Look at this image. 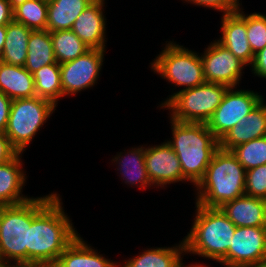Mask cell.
Here are the masks:
<instances>
[{
  "label": "cell",
  "instance_id": "6da1fadb",
  "mask_svg": "<svg viewBox=\"0 0 266 267\" xmlns=\"http://www.w3.org/2000/svg\"><path fill=\"white\" fill-rule=\"evenodd\" d=\"M59 196L31 222L26 246L27 263L55 265L61 253L78 236Z\"/></svg>",
  "mask_w": 266,
  "mask_h": 267
},
{
  "label": "cell",
  "instance_id": "7a4b0ae2",
  "mask_svg": "<svg viewBox=\"0 0 266 267\" xmlns=\"http://www.w3.org/2000/svg\"><path fill=\"white\" fill-rule=\"evenodd\" d=\"M172 141H166L177 154L183 177L196 187L219 149V141L207 123L179 122L170 119Z\"/></svg>",
  "mask_w": 266,
  "mask_h": 267
},
{
  "label": "cell",
  "instance_id": "3957f363",
  "mask_svg": "<svg viewBox=\"0 0 266 267\" xmlns=\"http://www.w3.org/2000/svg\"><path fill=\"white\" fill-rule=\"evenodd\" d=\"M246 170L231 152L219 148L213 155L203 179L197 184L196 204L219 208L245 195Z\"/></svg>",
  "mask_w": 266,
  "mask_h": 267
},
{
  "label": "cell",
  "instance_id": "277c9868",
  "mask_svg": "<svg viewBox=\"0 0 266 267\" xmlns=\"http://www.w3.org/2000/svg\"><path fill=\"white\" fill-rule=\"evenodd\" d=\"M57 195L51 193L18 205L0 206V256L3 262L27 263L31 222Z\"/></svg>",
  "mask_w": 266,
  "mask_h": 267
},
{
  "label": "cell",
  "instance_id": "5b68a950",
  "mask_svg": "<svg viewBox=\"0 0 266 267\" xmlns=\"http://www.w3.org/2000/svg\"><path fill=\"white\" fill-rule=\"evenodd\" d=\"M195 220L183 239L185 254L192 253L219 262L228 252L236 226L220 208L196 204Z\"/></svg>",
  "mask_w": 266,
  "mask_h": 267
},
{
  "label": "cell",
  "instance_id": "8992f818",
  "mask_svg": "<svg viewBox=\"0 0 266 267\" xmlns=\"http://www.w3.org/2000/svg\"><path fill=\"white\" fill-rule=\"evenodd\" d=\"M228 87L223 84L204 82L194 88L173 93L161 108L171 110V119L179 122L207 123L220 105Z\"/></svg>",
  "mask_w": 266,
  "mask_h": 267
},
{
  "label": "cell",
  "instance_id": "52a82bcc",
  "mask_svg": "<svg viewBox=\"0 0 266 267\" xmlns=\"http://www.w3.org/2000/svg\"><path fill=\"white\" fill-rule=\"evenodd\" d=\"M56 107L52 102L38 96L12 101L4 133L18 153L25 151L27 145L56 110Z\"/></svg>",
  "mask_w": 266,
  "mask_h": 267
},
{
  "label": "cell",
  "instance_id": "ba28073f",
  "mask_svg": "<svg viewBox=\"0 0 266 267\" xmlns=\"http://www.w3.org/2000/svg\"><path fill=\"white\" fill-rule=\"evenodd\" d=\"M153 61L151 69L175 86H184L181 90L206 82L200 55L175 42H168Z\"/></svg>",
  "mask_w": 266,
  "mask_h": 267
},
{
  "label": "cell",
  "instance_id": "9c48e42d",
  "mask_svg": "<svg viewBox=\"0 0 266 267\" xmlns=\"http://www.w3.org/2000/svg\"><path fill=\"white\" fill-rule=\"evenodd\" d=\"M235 88L237 87L227 89L220 105L207 122L209 130L218 141L264 99L258 92Z\"/></svg>",
  "mask_w": 266,
  "mask_h": 267
},
{
  "label": "cell",
  "instance_id": "30bf717a",
  "mask_svg": "<svg viewBox=\"0 0 266 267\" xmlns=\"http://www.w3.org/2000/svg\"><path fill=\"white\" fill-rule=\"evenodd\" d=\"M266 258V226L236 227L227 254L218 262L225 267H256Z\"/></svg>",
  "mask_w": 266,
  "mask_h": 267
},
{
  "label": "cell",
  "instance_id": "8fae6325",
  "mask_svg": "<svg viewBox=\"0 0 266 267\" xmlns=\"http://www.w3.org/2000/svg\"><path fill=\"white\" fill-rule=\"evenodd\" d=\"M104 52L102 49H90L84 55L60 64L62 97L73 96L97 83Z\"/></svg>",
  "mask_w": 266,
  "mask_h": 267
},
{
  "label": "cell",
  "instance_id": "7c38bea8",
  "mask_svg": "<svg viewBox=\"0 0 266 267\" xmlns=\"http://www.w3.org/2000/svg\"><path fill=\"white\" fill-rule=\"evenodd\" d=\"M200 57L206 82L223 84L228 88L239 85L241 71L246 65L217 40L211 42Z\"/></svg>",
  "mask_w": 266,
  "mask_h": 267
},
{
  "label": "cell",
  "instance_id": "4fadbf2b",
  "mask_svg": "<svg viewBox=\"0 0 266 267\" xmlns=\"http://www.w3.org/2000/svg\"><path fill=\"white\" fill-rule=\"evenodd\" d=\"M145 164L153 186L186 182L177 154L167 142L145 148Z\"/></svg>",
  "mask_w": 266,
  "mask_h": 267
},
{
  "label": "cell",
  "instance_id": "5bb4252c",
  "mask_svg": "<svg viewBox=\"0 0 266 267\" xmlns=\"http://www.w3.org/2000/svg\"><path fill=\"white\" fill-rule=\"evenodd\" d=\"M241 10L222 15V37L217 41L247 66L252 64L254 54L247 37L246 14Z\"/></svg>",
  "mask_w": 266,
  "mask_h": 267
},
{
  "label": "cell",
  "instance_id": "9a60e30c",
  "mask_svg": "<svg viewBox=\"0 0 266 267\" xmlns=\"http://www.w3.org/2000/svg\"><path fill=\"white\" fill-rule=\"evenodd\" d=\"M105 0H94L76 19L71 30L90 49L105 50L106 18L103 14Z\"/></svg>",
  "mask_w": 266,
  "mask_h": 267
},
{
  "label": "cell",
  "instance_id": "2e32d148",
  "mask_svg": "<svg viewBox=\"0 0 266 267\" xmlns=\"http://www.w3.org/2000/svg\"><path fill=\"white\" fill-rule=\"evenodd\" d=\"M266 136V104L264 99L233 126L219 141V148L231 151L237 145Z\"/></svg>",
  "mask_w": 266,
  "mask_h": 267
},
{
  "label": "cell",
  "instance_id": "e0dca14e",
  "mask_svg": "<svg viewBox=\"0 0 266 267\" xmlns=\"http://www.w3.org/2000/svg\"><path fill=\"white\" fill-rule=\"evenodd\" d=\"M236 227L266 226V200L243 195L219 207Z\"/></svg>",
  "mask_w": 266,
  "mask_h": 267
},
{
  "label": "cell",
  "instance_id": "ac0fdd59",
  "mask_svg": "<svg viewBox=\"0 0 266 267\" xmlns=\"http://www.w3.org/2000/svg\"><path fill=\"white\" fill-rule=\"evenodd\" d=\"M18 153L12 160L0 165V206L18 205L30 200L22 194L26 175Z\"/></svg>",
  "mask_w": 266,
  "mask_h": 267
},
{
  "label": "cell",
  "instance_id": "d6986e66",
  "mask_svg": "<svg viewBox=\"0 0 266 267\" xmlns=\"http://www.w3.org/2000/svg\"><path fill=\"white\" fill-rule=\"evenodd\" d=\"M56 267H119L115 261H111L100 255L97 250L91 248L80 234L61 253Z\"/></svg>",
  "mask_w": 266,
  "mask_h": 267
},
{
  "label": "cell",
  "instance_id": "ffe728a7",
  "mask_svg": "<svg viewBox=\"0 0 266 267\" xmlns=\"http://www.w3.org/2000/svg\"><path fill=\"white\" fill-rule=\"evenodd\" d=\"M0 91L11 100L36 96L33 75L24 66L0 61Z\"/></svg>",
  "mask_w": 266,
  "mask_h": 267
},
{
  "label": "cell",
  "instance_id": "44dd1931",
  "mask_svg": "<svg viewBox=\"0 0 266 267\" xmlns=\"http://www.w3.org/2000/svg\"><path fill=\"white\" fill-rule=\"evenodd\" d=\"M94 0H48V18L46 30H71L79 15Z\"/></svg>",
  "mask_w": 266,
  "mask_h": 267
},
{
  "label": "cell",
  "instance_id": "7402d4cb",
  "mask_svg": "<svg viewBox=\"0 0 266 267\" xmlns=\"http://www.w3.org/2000/svg\"><path fill=\"white\" fill-rule=\"evenodd\" d=\"M131 149L127 150L126 154L120 152L112 159V162L118 163V170H120V175L122 174L126 184L139 185L140 189H146L147 186L151 187L152 183L148 177L145 164V147L139 146Z\"/></svg>",
  "mask_w": 266,
  "mask_h": 267
},
{
  "label": "cell",
  "instance_id": "603a6c76",
  "mask_svg": "<svg viewBox=\"0 0 266 267\" xmlns=\"http://www.w3.org/2000/svg\"><path fill=\"white\" fill-rule=\"evenodd\" d=\"M32 29L12 20L7 25L5 44L0 61L16 66H24L28 54V41Z\"/></svg>",
  "mask_w": 266,
  "mask_h": 267
},
{
  "label": "cell",
  "instance_id": "cb8c5ba5",
  "mask_svg": "<svg viewBox=\"0 0 266 267\" xmlns=\"http://www.w3.org/2000/svg\"><path fill=\"white\" fill-rule=\"evenodd\" d=\"M185 253L184 241L172 247H158L145 250L129 260L122 267H178Z\"/></svg>",
  "mask_w": 266,
  "mask_h": 267
},
{
  "label": "cell",
  "instance_id": "d4e9b609",
  "mask_svg": "<svg viewBox=\"0 0 266 267\" xmlns=\"http://www.w3.org/2000/svg\"><path fill=\"white\" fill-rule=\"evenodd\" d=\"M57 63L52 38L48 30H32L28 41V54L24 67L31 74L48 64Z\"/></svg>",
  "mask_w": 266,
  "mask_h": 267
},
{
  "label": "cell",
  "instance_id": "484cf974",
  "mask_svg": "<svg viewBox=\"0 0 266 267\" xmlns=\"http://www.w3.org/2000/svg\"><path fill=\"white\" fill-rule=\"evenodd\" d=\"M48 0H19L13 4V20L32 30H45Z\"/></svg>",
  "mask_w": 266,
  "mask_h": 267
},
{
  "label": "cell",
  "instance_id": "4316f807",
  "mask_svg": "<svg viewBox=\"0 0 266 267\" xmlns=\"http://www.w3.org/2000/svg\"><path fill=\"white\" fill-rule=\"evenodd\" d=\"M36 96L52 102L55 106L62 97L60 64H48L33 74Z\"/></svg>",
  "mask_w": 266,
  "mask_h": 267
},
{
  "label": "cell",
  "instance_id": "83f0119b",
  "mask_svg": "<svg viewBox=\"0 0 266 267\" xmlns=\"http://www.w3.org/2000/svg\"><path fill=\"white\" fill-rule=\"evenodd\" d=\"M55 60L62 64L84 55L90 50L72 30L50 32Z\"/></svg>",
  "mask_w": 266,
  "mask_h": 267
},
{
  "label": "cell",
  "instance_id": "f1b7e54d",
  "mask_svg": "<svg viewBox=\"0 0 266 267\" xmlns=\"http://www.w3.org/2000/svg\"><path fill=\"white\" fill-rule=\"evenodd\" d=\"M231 152L246 171L264 165L266 164V136L237 145Z\"/></svg>",
  "mask_w": 266,
  "mask_h": 267
},
{
  "label": "cell",
  "instance_id": "f546056e",
  "mask_svg": "<svg viewBox=\"0 0 266 267\" xmlns=\"http://www.w3.org/2000/svg\"><path fill=\"white\" fill-rule=\"evenodd\" d=\"M246 30L250 48L256 54L266 46V15L256 12L247 14Z\"/></svg>",
  "mask_w": 266,
  "mask_h": 267
},
{
  "label": "cell",
  "instance_id": "4dcf8cb0",
  "mask_svg": "<svg viewBox=\"0 0 266 267\" xmlns=\"http://www.w3.org/2000/svg\"><path fill=\"white\" fill-rule=\"evenodd\" d=\"M245 195L266 200V164L246 171Z\"/></svg>",
  "mask_w": 266,
  "mask_h": 267
},
{
  "label": "cell",
  "instance_id": "1f68e13d",
  "mask_svg": "<svg viewBox=\"0 0 266 267\" xmlns=\"http://www.w3.org/2000/svg\"><path fill=\"white\" fill-rule=\"evenodd\" d=\"M195 5L219 10L224 14L236 12L240 8L239 0H185Z\"/></svg>",
  "mask_w": 266,
  "mask_h": 267
},
{
  "label": "cell",
  "instance_id": "d6a6232c",
  "mask_svg": "<svg viewBox=\"0 0 266 267\" xmlns=\"http://www.w3.org/2000/svg\"><path fill=\"white\" fill-rule=\"evenodd\" d=\"M18 152L12 147L5 133L0 132V165L12 160Z\"/></svg>",
  "mask_w": 266,
  "mask_h": 267
},
{
  "label": "cell",
  "instance_id": "836d02e7",
  "mask_svg": "<svg viewBox=\"0 0 266 267\" xmlns=\"http://www.w3.org/2000/svg\"><path fill=\"white\" fill-rule=\"evenodd\" d=\"M250 66L255 76L266 79V46L254 54V59Z\"/></svg>",
  "mask_w": 266,
  "mask_h": 267
},
{
  "label": "cell",
  "instance_id": "e575fe53",
  "mask_svg": "<svg viewBox=\"0 0 266 267\" xmlns=\"http://www.w3.org/2000/svg\"><path fill=\"white\" fill-rule=\"evenodd\" d=\"M12 101L0 91V132L4 133L7 128Z\"/></svg>",
  "mask_w": 266,
  "mask_h": 267
},
{
  "label": "cell",
  "instance_id": "d590c367",
  "mask_svg": "<svg viewBox=\"0 0 266 267\" xmlns=\"http://www.w3.org/2000/svg\"><path fill=\"white\" fill-rule=\"evenodd\" d=\"M13 20V4L9 0H0V25L7 26Z\"/></svg>",
  "mask_w": 266,
  "mask_h": 267
},
{
  "label": "cell",
  "instance_id": "8d00e7d4",
  "mask_svg": "<svg viewBox=\"0 0 266 267\" xmlns=\"http://www.w3.org/2000/svg\"><path fill=\"white\" fill-rule=\"evenodd\" d=\"M6 31H7V26H1L0 25V59L2 56L4 44H5Z\"/></svg>",
  "mask_w": 266,
  "mask_h": 267
},
{
  "label": "cell",
  "instance_id": "74e56055",
  "mask_svg": "<svg viewBox=\"0 0 266 267\" xmlns=\"http://www.w3.org/2000/svg\"><path fill=\"white\" fill-rule=\"evenodd\" d=\"M15 267H56L52 264H38V263H24V264H16Z\"/></svg>",
  "mask_w": 266,
  "mask_h": 267
},
{
  "label": "cell",
  "instance_id": "f35d334b",
  "mask_svg": "<svg viewBox=\"0 0 266 267\" xmlns=\"http://www.w3.org/2000/svg\"><path fill=\"white\" fill-rule=\"evenodd\" d=\"M185 263H183V261H181L178 265V267H208V266H205V265H202V264H189L188 266H184Z\"/></svg>",
  "mask_w": 266,
  "mask_h": 267
},
{
  "label": "cell",
  "instance_id": "ab89813d",
  "mask_svg": "<svg viewBox=\"0 0 266 267\" xmlns=\"http://www.w3.org/2000/svg\"><path fill=\"white\" fill-rule=\"evenodd\" d=\"M0 267H15V263L11 265V262H3Z\"/></svg>",
  "mask_w": 266,
  "mask_h": 267
},
{
  "label": "cell",
  "instance_id": "60d3db41",
  "mask_svg": "<svg viewBox=\"0 0 266 267\" xmlns=\"http://www.w3.org/2000/svg\"><path fill=\"white\" fill-rule=\"evenodd\" d=\"M12 4H14L15 2L19 1V0H9Z\"/></svg>",
  "mask_w": 266,
  "mask_h": 267
},
{
  "label": "cell",
  "instance_id": "b9f144b4",
  "mask_svg": "<svg viewBox=\"0 0 266 267\" xmlns=\"http://www.w3.org/2000/svg\"><path fill=\"white\" fill-rule=\"evenodd\" d=\"M1 263H3V260H2V258H1V256H0V264H1Z\"/></svg>",
  "mask_w": 266,
  "mask_h": 267
}]
</instances>
